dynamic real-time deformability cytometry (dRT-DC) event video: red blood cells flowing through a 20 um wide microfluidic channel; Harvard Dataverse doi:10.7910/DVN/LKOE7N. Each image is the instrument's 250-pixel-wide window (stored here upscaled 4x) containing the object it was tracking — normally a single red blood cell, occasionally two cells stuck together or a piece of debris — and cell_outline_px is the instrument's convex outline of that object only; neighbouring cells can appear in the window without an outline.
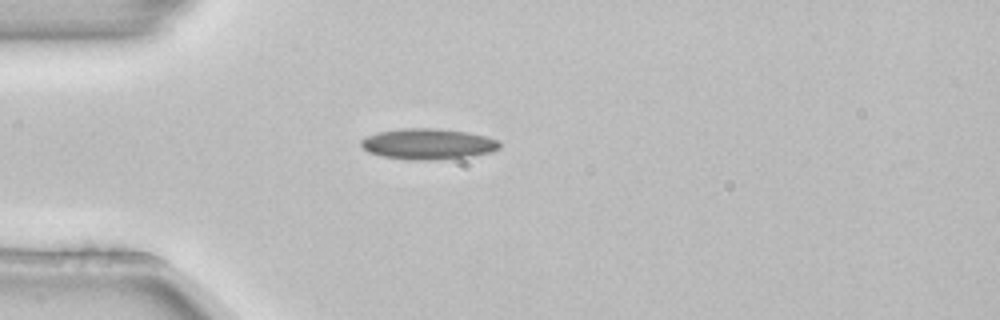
{"species": "common noctule bat (a hibernating species)", "species_latin": "Nyctalus noctula", "temperature_condition": "room temperature", "stored_images_in_passage": 1, "camera_frame_rate_fps": 3000, "um_per_image_px": 0.085, "animal": {"sex": "female", "body_mass_g": 22.7, "forearm_length_mm": 54.2}, "frame": {"image": 1, "passage_image": 1, "time_ms": 0.0, "image_size_px": [1000, 320], "cell_outline_px": [[500, 148], [492, 152], [472, 156], [436, 160], [412, 160], [384, 156], [368, 152], [360, 144], [360, 140], [368, 136], [380, 132], [400, 128], [436, 128], [468, 132], [488, 136], [496, 140], [500, 144]], "centroid_in_image_um": [36.42, 12.23], "position_along_channel_um": 48.6, "area_um2": 24.91}}